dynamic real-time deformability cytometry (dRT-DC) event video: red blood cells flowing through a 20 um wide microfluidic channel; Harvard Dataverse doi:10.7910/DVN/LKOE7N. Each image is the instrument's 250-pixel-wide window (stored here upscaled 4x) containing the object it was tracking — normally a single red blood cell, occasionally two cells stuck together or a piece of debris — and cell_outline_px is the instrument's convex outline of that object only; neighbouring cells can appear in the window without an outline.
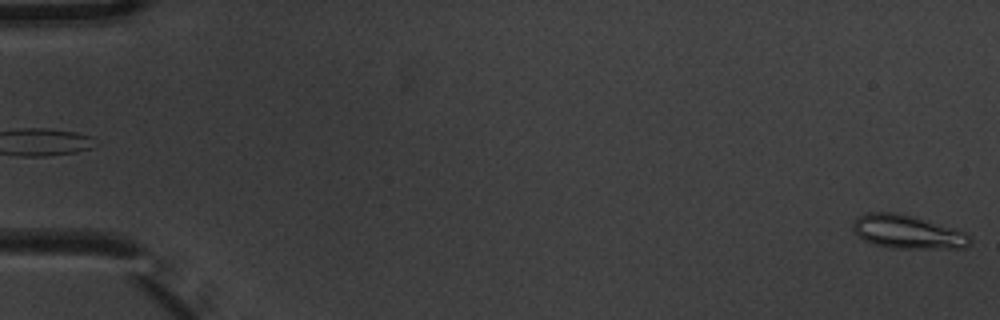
{"species": "common noctule bat (a hibernating species)", "species_latin": "Nyctalus noctula", "temperature_condition": "warm", "stored_images_in_passage": 6, "segment_of_instrument_passage": [2, 2], "camera_frame_rate_fps": 3000, "um_per_image_px": 0.085, "animal": {"sex": "male", "body_mass_g": 20.1, "forearm_length_mm": 53.5}, "frame": {"image": 1, "passage_image": 6, "time_ms": 1.667, "image_size_px": [1000, 320], "cell_outline_px": [[972, 244], [964, 248], [892, 248], [876, 244], [864, 240], [852, 228], [852, 220], [868, 212], [896, 212], [912, 216], [964, 232], [972, 240]], "centroid_in_image_um": [77.12, 19.71], "position_along_channel_um": 7.9, "area_um2": 22.54}}